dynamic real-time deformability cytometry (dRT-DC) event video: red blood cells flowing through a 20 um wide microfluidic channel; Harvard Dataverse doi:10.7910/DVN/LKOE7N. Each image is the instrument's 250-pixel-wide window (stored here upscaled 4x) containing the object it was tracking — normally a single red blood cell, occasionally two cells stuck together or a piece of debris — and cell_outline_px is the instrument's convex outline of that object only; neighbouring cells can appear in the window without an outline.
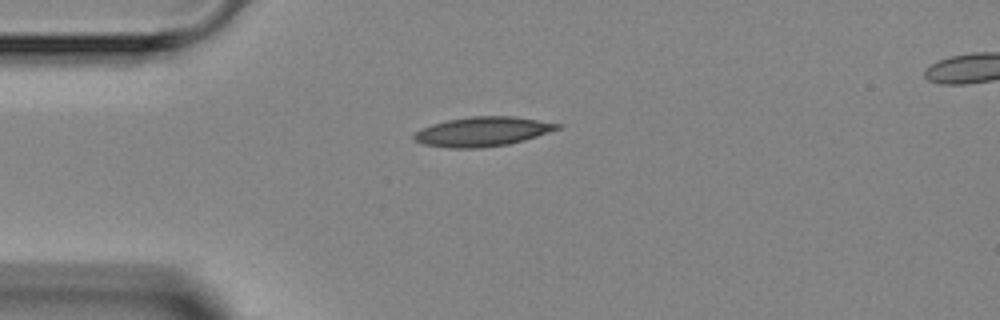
{"species": "Egyptian fruit bat (a non-hibernating species)", "species_latin": "Rousettus aegyptiacus", "temperature_condition": "room temperature", "stored_images_in_passage": 2, "camera_frame_rate_fps": 3000, "um_per_image_px": 0.085, "animal": {"sex": "female"}, "frame": {"image": 1, "passage_image": 2, "time_ms": 1.333, "image_size_px": [1000, 320], "cell_outline_px": [[564, 124], [560, 128], [524, 140], [508, 144], [480, 148], [448, 148], [424, 144], [412, 140], [412, 136], [416, 132], [432, 124], [448, 120], [472, 116], [512, 116]], "centroid_in_image_um": [41.01, 11.19], "position_along_channel_um": 44.0, "area_um2": 24.45}}